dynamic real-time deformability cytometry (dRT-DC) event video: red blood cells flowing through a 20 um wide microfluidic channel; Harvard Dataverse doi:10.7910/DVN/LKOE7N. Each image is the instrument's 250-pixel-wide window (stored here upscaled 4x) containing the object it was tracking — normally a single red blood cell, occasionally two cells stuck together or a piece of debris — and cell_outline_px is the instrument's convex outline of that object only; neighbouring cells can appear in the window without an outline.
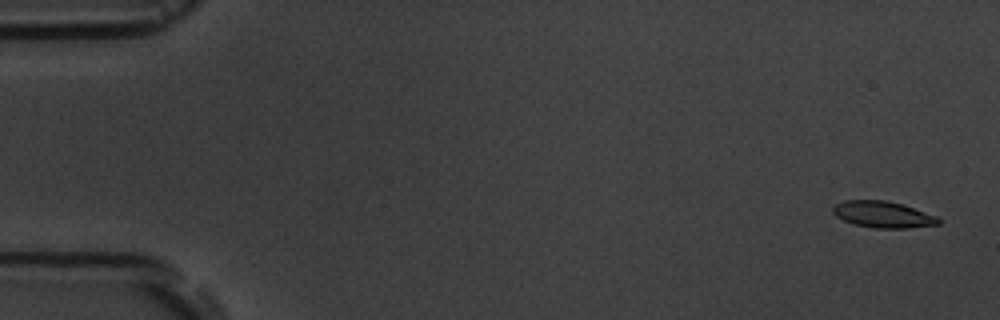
{"species": "common noctule bat (a hibernating species)", "species_latin": "Nyctalus noctula", "temperature_condition": "room temperature", "stored_images_in_passage": 4, "camera_frame_rate_fps": 3000, "um_per_image_px": 0.085, "animal": {"sex": "male", "body_mass_g": 19.5, "forearm_length_mm": 54.6}, "frame": {"image": 1, "passage_image": 1, "time_ms": 0.0, "image_size_px": [1000, 320], "cell_outline_px": [[940, 224], [908, 228], [872, 228], [852, 224], [836, 216], [832, 212], [832, 208], [836, 204], [844, 200], [884, 200], [900, 204], [936, 216], [940, 220]], "centroid_in_image_um": [75.0, 18.24], "position_along_channel_um": 10.0, "area_um2": 16.13}}
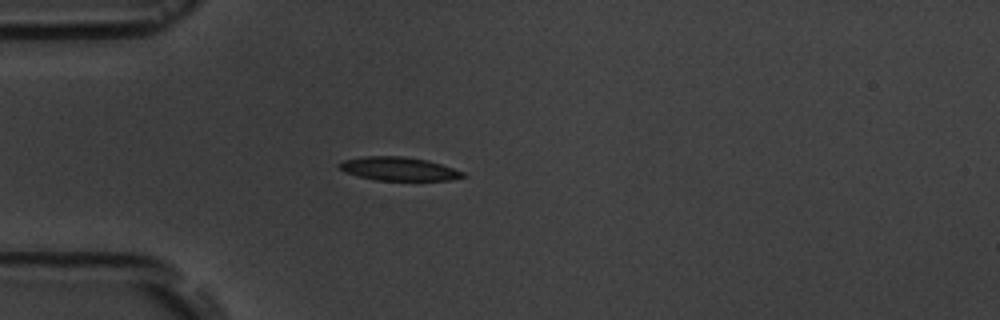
{"frame": {"image": 2, "passage_image": 4, "time_ms": 4.667, "image_size_px": [1000, 320], "cell_outline_px": [[468, 176], [448, 180], [376, 180], [344, 172], [336, 164], [344, 160], [364, 156], [404, 156], [428, 160], [464, 172]], "centroid_in_image_um": [33.88, 14.34], "position_along_channel_um": 51.1, "area_um2": 16.88}}